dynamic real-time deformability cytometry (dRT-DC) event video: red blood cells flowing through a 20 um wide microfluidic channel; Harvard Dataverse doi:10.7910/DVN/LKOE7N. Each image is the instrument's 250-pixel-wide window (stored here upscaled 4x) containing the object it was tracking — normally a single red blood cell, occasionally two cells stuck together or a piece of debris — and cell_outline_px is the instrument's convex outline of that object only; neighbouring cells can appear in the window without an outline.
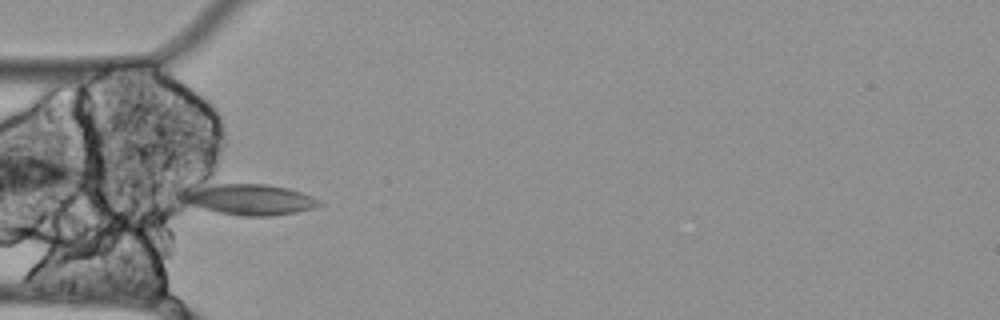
{"species": "Egyptian fruit bat (a non-hibernating species)", "species_latin": "Rousettus aegyptiacus", "temperature_condition": "cold", "stored_images_in_passage": 4, "camera_frame_rate_fps": 3000, "um_per_image_px": 0.085, "animal": {"sex": "female"}, "frame": {"image": 1, "passage_image": 1, "time_ms": 0.0, "image_size_px": [1000, 320], "cell_outline_px": [[324, 204], [312, 208], [296, 212], [268, 216], [240, 216], [180, 204], [176, 196], [176, 192], [216, 184], [268, 184], [288, 188], [312, 196]], "centroid_in_image_um": [21.06, 16.96], "position_along_channel_um": 63.9, "area_um2": 24.97}}